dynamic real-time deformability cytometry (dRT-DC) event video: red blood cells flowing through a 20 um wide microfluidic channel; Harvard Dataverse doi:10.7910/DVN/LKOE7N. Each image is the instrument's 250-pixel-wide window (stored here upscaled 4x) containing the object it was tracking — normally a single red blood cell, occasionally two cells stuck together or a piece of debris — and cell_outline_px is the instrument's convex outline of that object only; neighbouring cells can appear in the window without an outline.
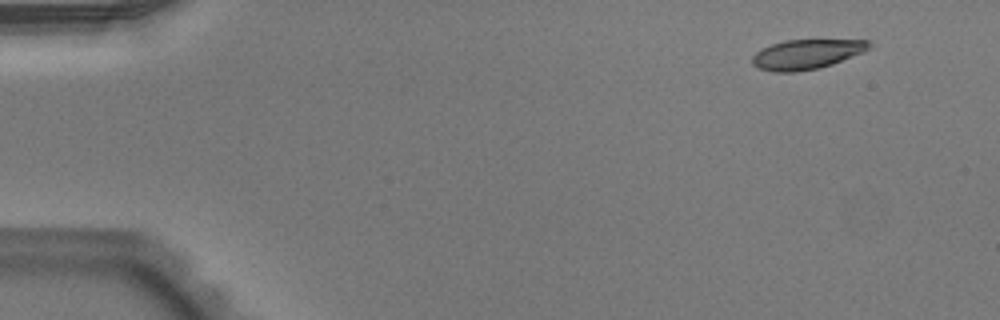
{"species": "Egyptian fruit bat (a non-hibernating species)", "species_latin": "Rousettus aegyptiacus", "temperature_condition": "warm", "stored_images_in_passage": 48, "camera_frame_rate_fps": 3000, "um_per_image_px": 0.085, "animal": {"sex": "male"}, "frame": {"image": 1, "passage_image": 1, "time_ms": 0.0, "image_size_px": [1000, 320], "cell_outline_px": [[872, 44], [864, 52], [832, 64], [820, 68], [796, 72], [772, 72], [760, 68], [752, 64], [752, 56], [756, 52], [772, 44], [788, 40], [868, 40]], "centroid_in_image_um": [68.56, 4.62], "position_along_channel_um": 16.4, "area_um2": 20.11}}
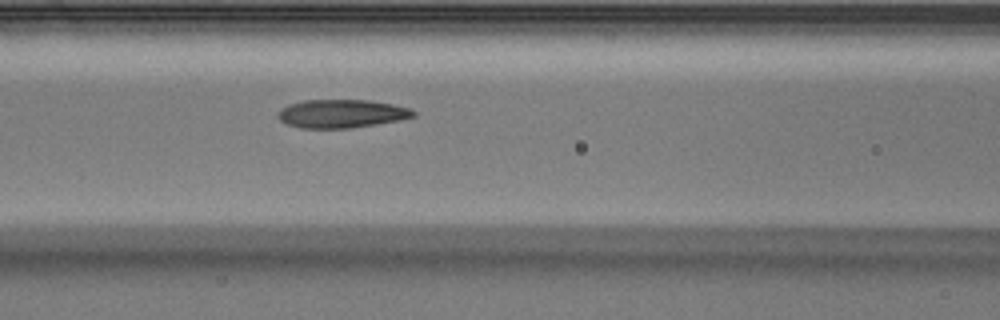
{"frame": {"image": 2, "passage_image": 19, "time_ms": 6.0, "image_size_px": [1000, 320], "cell_outline_px": [[416, 116], [396, 120], [352, 128], [300, 128], [288, 124], [280, 120], [276, 116], [276, 112], [280, 108], [288, 104], [304, 100], [368, 100], [392, 104], [408, 108], [416, 112]], "centroid_in_image_um": [28.96, 9.65], "position_along_channel_um": 137.6, "area_um2": 22.31}}
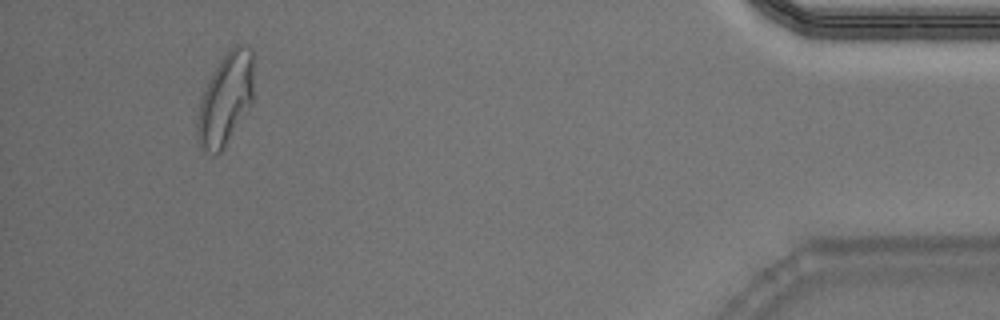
{"frame": {"image": 3, "passage_image": 45, "time_ms": 14.667, "image_size_px": [1000, 320], "cell_outline_px": [[252, 104], [224, 148], [220, 152], [204, 152], [200, 148], [196, 136], [196, 120], [200, 100], [204, 88], [212, 72], [228, 48], [236, 44], [240, 44], [252, 48]], "centroid_in_image_um": [19.14, 8.42], "position_along_channel_um": 416.1, "area_um2": 30.46}, "authors_computed_cell_mechanics": {"area_um2": 22.5131, "velocity_mm_per_s": 3.9341, "shape_relaxation_time_tau1_ms": 8.7764, "shape_relaxation_time_tau2_ms": 1.7668, "deformation_change_tau1": 0.2478, "deformation_change_tau2": 0.0831}}